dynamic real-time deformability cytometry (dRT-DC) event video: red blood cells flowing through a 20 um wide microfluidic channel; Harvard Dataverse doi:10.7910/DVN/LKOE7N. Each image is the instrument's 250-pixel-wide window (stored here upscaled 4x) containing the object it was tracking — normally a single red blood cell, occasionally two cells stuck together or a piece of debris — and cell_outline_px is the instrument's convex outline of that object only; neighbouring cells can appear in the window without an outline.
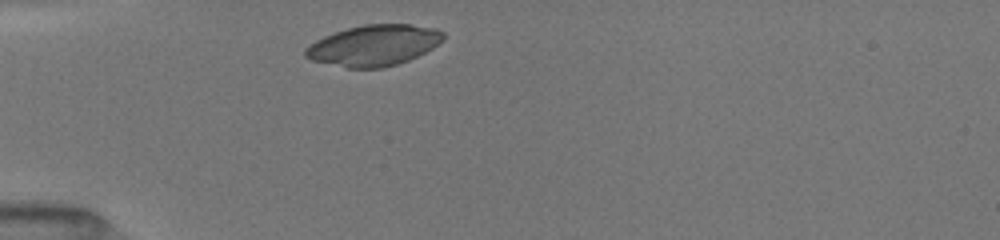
{"species": "common noctule bat (a hibernating species)", "species_latin": "Nyctalus noctula", "temperature_condition": "room temperature", "stored_images_in_passage": 20, "camera_frame_rate_fps": 3000, "um_per_image_px": 0.085, "animal": {"sex": "female", "body_mass_g": 19.5, "forearm_length_mm": 54.1}, "frame": {"image": 1, "passage_image": 2, "time_ms": 0.333, "image_size_px": [1000, 240], "cell_outline_px": [[444, 40], [432, 48], [408, 60], [384, 68], [348, 68], [312, 60], [304, 56], [304, 48], [316, 40], [324, 36], [348, 28], [364, 24], [412, 24], [432, 28], [444, 32]], "centroid_in_image_um": [31.76, 3.85], "position_along_channel_um": 53.2, "area_um2": 32.71}}